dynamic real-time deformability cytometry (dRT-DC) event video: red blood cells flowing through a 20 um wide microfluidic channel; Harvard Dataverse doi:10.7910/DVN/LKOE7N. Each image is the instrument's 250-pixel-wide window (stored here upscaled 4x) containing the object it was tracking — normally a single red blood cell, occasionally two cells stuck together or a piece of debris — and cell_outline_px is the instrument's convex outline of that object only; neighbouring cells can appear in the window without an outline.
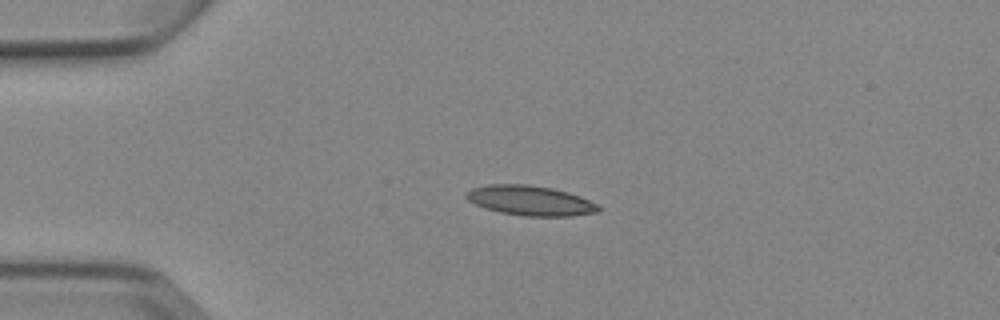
{"species": "Egyptian fruit bat (a non-hibernating species)", "species_latin": "Rousettus aegyptiacus", "temperature_condition": "cold", "stored_images_in_passage": 3, "camera_frame_rate_fps": 3000, "um_per_image_px": 0.085, "animal": {"sex": "female"}, "frame": {"image": 1, "passage_image": 1, "time_ms": 0.0, "image_size_px": [1000, 320], "cell_outline_px": [[600, 212], [572, 216], [524, 216], [500, 212], [484, 208], [468, 200], [464, 196], [472, 188], [488, 184], [528, 184], [552, 188], [568, 192], [580, 196], [600, 204]], "centroid_in_image_um": [45.12, 17.05], "position_along_channel_um": 39.9, "area_um2": 23.18}}
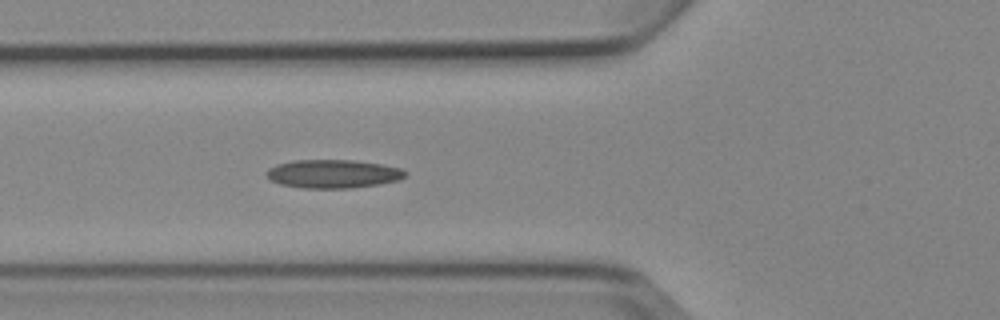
{"frame": {"image": 2, "passage_image": 3, "time_ms": 2.333, "image_size_px": [1000, 320], "cell_outline_px": [[408, 172], [400, 180], [380, 184], [352, 188], [304, 188], [280, 184], [272, 180], [268, 176], [268, 168], [276, 164], [292, 160], [356, 160], [380, 164], [400, 168]], "centroid_in_image_um": [28.34, 14.77], "position_along_channel_um": 97.5, "area_um2": 23.0}}